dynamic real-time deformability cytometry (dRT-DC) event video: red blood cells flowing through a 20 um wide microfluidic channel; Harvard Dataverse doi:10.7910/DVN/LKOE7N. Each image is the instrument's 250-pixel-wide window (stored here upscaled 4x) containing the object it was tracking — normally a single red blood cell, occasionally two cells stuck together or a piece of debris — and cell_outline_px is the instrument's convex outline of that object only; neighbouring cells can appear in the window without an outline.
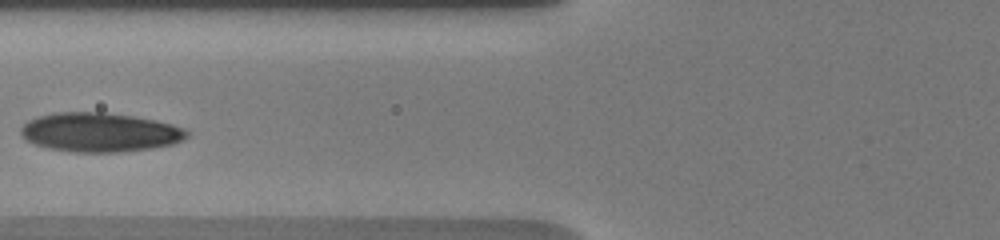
{"species": "human", "species_latin": "Homo sapiens", "temperature_condition": "warm", "stored_images_in_passage": 9, "camera_frame_rate_fps": 3000, "um_per_image_px": 0.085, "donor": {"sex": "male"}, "frame": {"image": 1, "passage_image": 6, "time_ms": 3.667, "image_size_px": [1000, 240], "cell_outline_px": [[188, 136], [184, 140], [172, 144], [152, 148], [116, 152], [76, 152], [48, 148], [36, 144], [28, 140], [20, 132], [20, 128], [28, 120], [36, 116], [56, 112], [104, 112], [132, 116], [156, 120], [172, 124], [184, 128], [188, 132]], "centroid_in_image_um": [8.49, 11.23], "position_along_channel_um": 117.3, "area_um2": 37.8}}
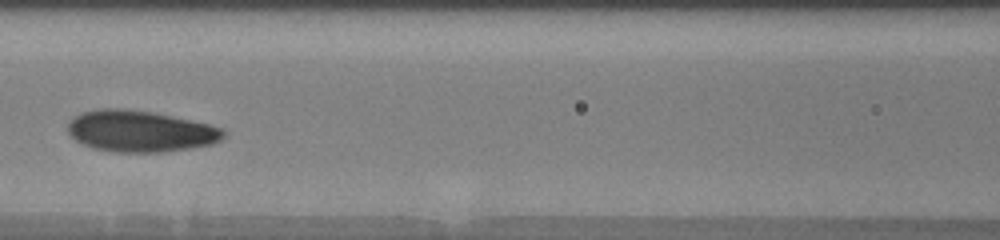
{"frame": {"image": 2, "passage_image": 8, "time_ms": 4.667, "image_size_px": [1000, 240], "cell_outline_px": [[224, 136], [220, 140], [212, 144], [164, 152], [112, 152], [92, 148], [76, 140], [68, 132], [68, 124], [80, 112], [100, 108], [124, 108], [152, 112], [208, 124], [224, 128]], "centroid_in_image_um": [11.9, 11.15], "position_along_channel_um": 154.7, "area_um2": 37.4}}